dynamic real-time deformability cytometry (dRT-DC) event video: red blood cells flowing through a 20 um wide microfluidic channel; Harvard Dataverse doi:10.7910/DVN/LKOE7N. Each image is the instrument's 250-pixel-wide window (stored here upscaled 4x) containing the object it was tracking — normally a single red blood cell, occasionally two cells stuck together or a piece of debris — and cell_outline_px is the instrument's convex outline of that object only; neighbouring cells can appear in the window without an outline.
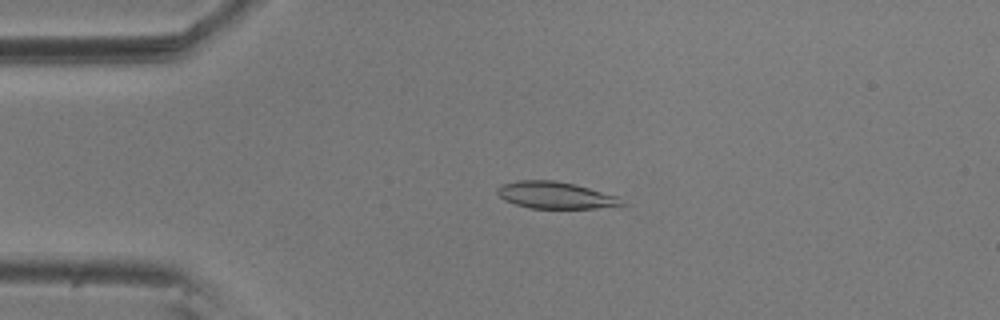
{"species": "common noctule bat (a hibernating species)", "species_latin": "Nyctalus noctula", "temperature_condition": "room temperature", "stored_images_in_passage": 25, "camera_frame_rate_fps": 3000, "um_per_image_px": 0.085, "animal": {"sex": "male", "body_mass_g": 20.5, "forearm_length_mm": 52.5}, "frame": {"image": 1, "passage_image": 11, "time_ms": 3.333, "image_size_px": [1000, 320], "cell_outline_px": [[628, 204], [620, 208], [532, 208], [516, 204], [504, 200], [496, 192], [496, 188], [500, 184], [516, 180], [556, 180], [576, 184], [616, 196]], "centroid_in_image_um": [47.26, 16.59], "position_along_channel_um": 37.7, "area_um2": 19.83}}
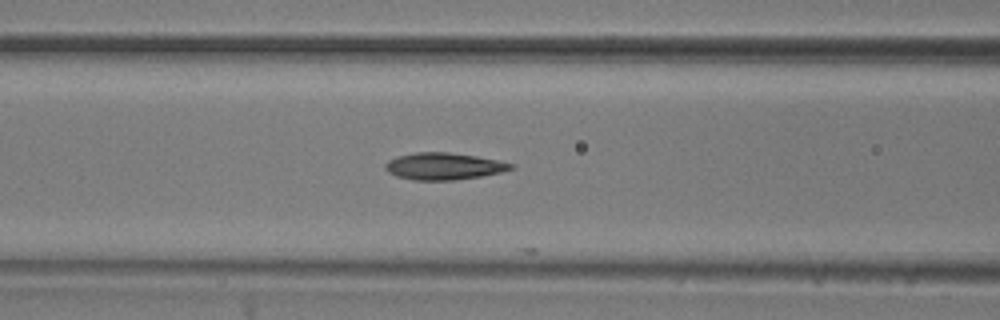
{"frame": {"image": 2, "passage_image": 21, "time_ms": 6.667, "image_size_px": [1000, 320], "cell_outline_px": [[516, 168], [500, 172], [480, 176], [452, 180], [412, 180], [396, 176], [388, 172], [384, 168], [384, 164], [388, 160], [396, 156], [416, 152], [448, 152], [476, 156], [516, 164]], "centroid_in_image_um": [37.69, 14.12], "position_along_channel_um": 128.9, "area_um2": 19.77}}
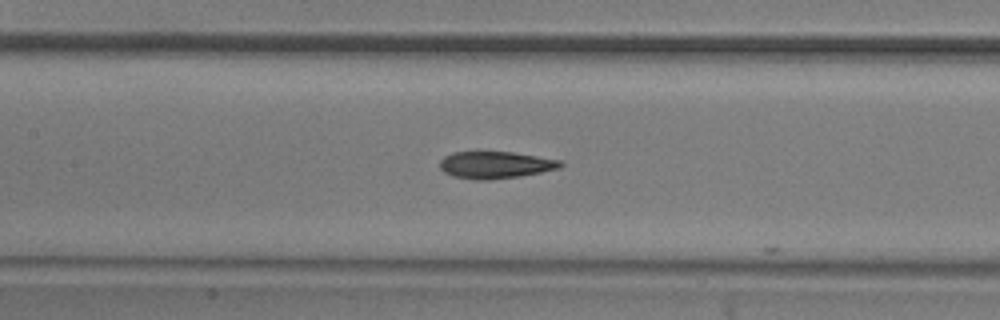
{"frame": {"image": 3, "passage_image": 24, "time_ms": 7.667, "image_size_px": [1000, 320], "cell_outline_px": [[564, 164], [560, 168], [520, 176], [488, 180], [476, 180], [452, 176], [444, 172], [440, 168], [440, 160], [444, 156], [452, 152], [512, 152], [560, 160]], "centroid_in_image_um": [42.08, 14.02], "position_along_channel_um": 165.3, "area_um2": 18.96}}